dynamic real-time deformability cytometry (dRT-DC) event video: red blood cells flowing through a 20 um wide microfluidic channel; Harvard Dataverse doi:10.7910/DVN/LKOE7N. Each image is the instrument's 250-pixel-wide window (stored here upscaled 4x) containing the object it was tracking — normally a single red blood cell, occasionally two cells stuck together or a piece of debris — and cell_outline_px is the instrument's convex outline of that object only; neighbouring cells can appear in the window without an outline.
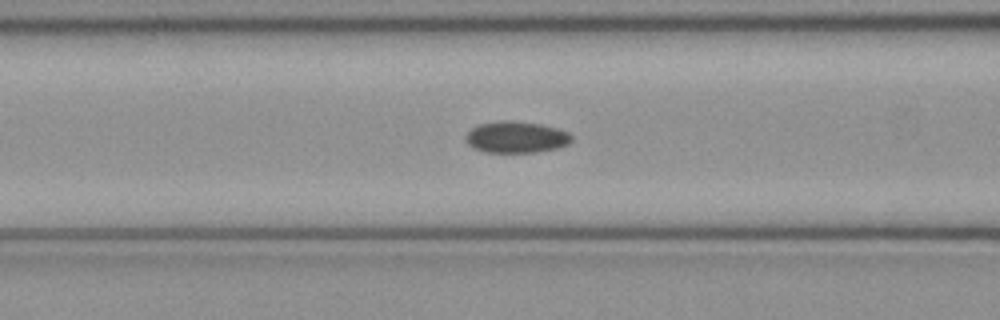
{"species": "common noctule bat (a hibernating species)", "species_latin": "Nyctalus noctula", "temperature_condition": "cold", "stored_images_in_passage": 50, "camera_frame_rate_fps": 3000, "um_per_image_px": 0.085, "animal": {"sex": "female", "body_mass_g": 21.9}, "frame": {"image": 1, "passage_image": 20, "time_ms": 6.333, "image_size_px": [1000, 320], "cell_outline_px": [[572, 140], [568, 144], [556, 148], [536, 152], [488, 152], [472, 148], [468, 144], [464, 136], [472, 128], [480, 124], [500, 120], [512, 120], [540, 124], [556, 128], [568, 132], [572, 136]], "centroid_in_image_um": [43.86, 11.65], "position_along_channel_um": 122.7, "area_um2": 19.42}}
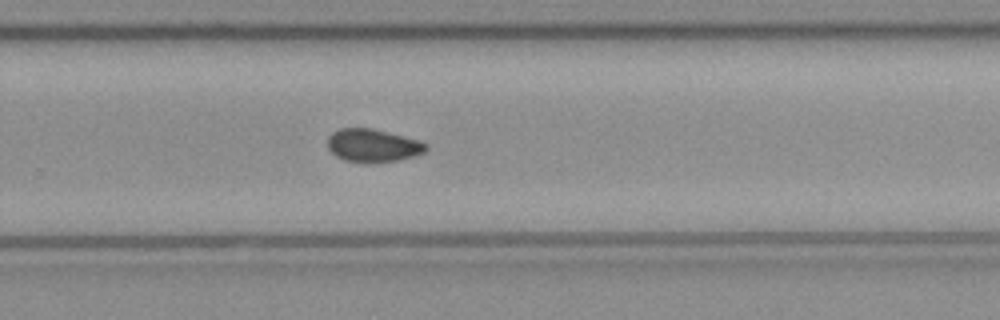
{"frame": {"image": 2, "passage_image": 33, "time_ms": 10.667, "image_size_px": [1000, 320], "cell_outline_px": [[428, 148], [424, 152], [400, 160], [364, 164], [344, 160], [336, 156], [328, 148], [328, 136], [332, 132], [340, 128], [372, 128], [420, 140], [428, 144]], "centroid_in_image_um": [31.69, 12.38], "position_along_channel_um": 298.1, "area_um2": 19.19}}
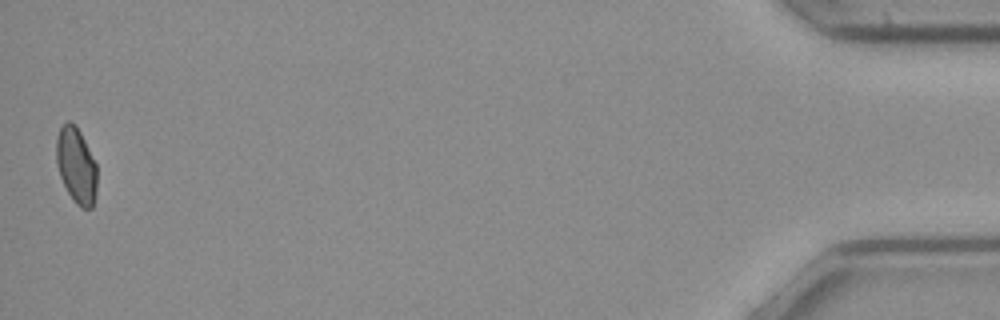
{"frame": {"image": 3, "passage_image": 50, "time_ms": 16.333, "image_size_px": [1000, 320], "cell_outline_px": [[96, 192], [92, 208], [80, 208], [76, 204], [68, 192], [60, 176], [56, 164], [56, 136], [60, 128], [68, 120], [80, 132], [96, 164]], "centroid_in_image_um": [6.47, 14.09], "position_along_channel_um": 428.7, "area_um2": 17.74}, "authors_computed_cell_mechanics": {"area_um2": 19.1896, "velocity_mm_per_s": 4.0466, "shape_relaxation_time_tau1_ms": null, "shape_relaxation_time_tau2_ms": 6.013, "deformation_change_tau1": null, "deformation_change_tau2": 0.0823}}